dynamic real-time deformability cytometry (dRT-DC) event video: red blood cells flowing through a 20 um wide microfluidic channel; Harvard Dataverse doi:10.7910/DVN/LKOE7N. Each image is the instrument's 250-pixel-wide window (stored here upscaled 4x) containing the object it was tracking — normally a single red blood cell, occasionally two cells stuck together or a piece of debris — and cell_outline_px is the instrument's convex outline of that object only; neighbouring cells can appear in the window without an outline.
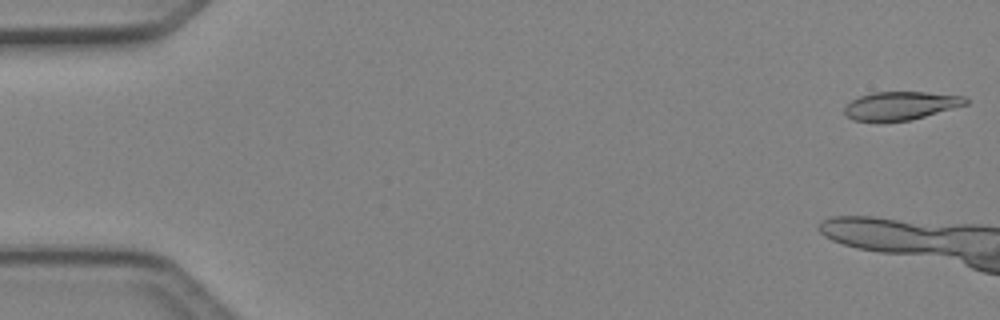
{"species": "Egyptian fruit bat (a non-hibernating species)", "species_latin": "Rousettus aegyptiacus", "temperature_condition": "cold", "stored_images_in_passage": 22, "camera_frame_rate_fps": 3000, "um_per_image_px": 0.085, "animal": {"sex": "female"}, "frame": {"image": 1, "passage_image": 1, "time_ms": 0.0, "image_size_px": [1000, 320], "cell_outline_px": [[968, 104], [912, 120], [884, 124], [880, 124], [852, 120], [844, 112], [844, 108], [852, 100], [860, 96], [872, 92], [924, 92], [964, 96], [968, 100]], "centroid_in_image_um": [76.52, 9.03], "position_along_channel_um": 8.5, "area_um2": 20.58}}